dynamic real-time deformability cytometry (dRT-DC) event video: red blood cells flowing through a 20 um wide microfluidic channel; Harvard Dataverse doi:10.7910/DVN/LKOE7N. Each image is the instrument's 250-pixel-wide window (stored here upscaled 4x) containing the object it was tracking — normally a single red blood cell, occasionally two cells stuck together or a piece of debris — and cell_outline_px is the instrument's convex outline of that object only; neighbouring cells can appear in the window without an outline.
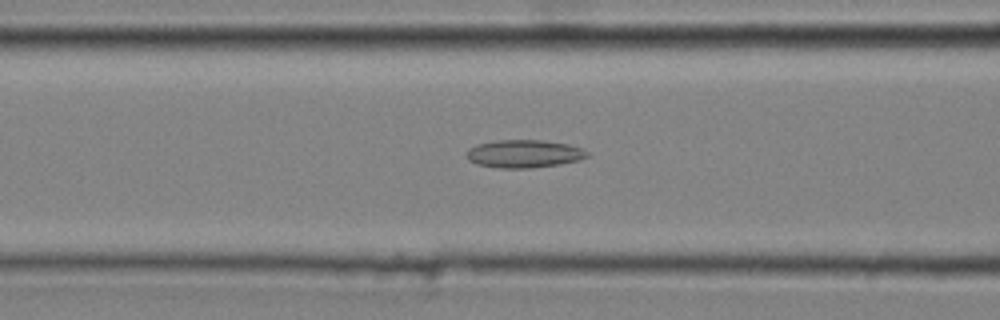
{"species": "common noctule bat (a hibernating species)", "species_latin": "Nyctalus noctula", "temperature_condition": "cold", "stored_images_in_passage": 47, "camera_frame_rate_fps": 3000, "um_per_image_px": 0.085, "animal": {"sex": "male", "body_mass_g": 20.4}, "frame": {"image": 1, "passage_image": 19, "time_ms": 6.0, "image_size_px": [1000, 320], "cell_outline_px": [[588, 156], [580, 160], [560, 164], [532, 168], [496, 168], [476, 164], [468, 160], [468, 148], [476, 144], [496, 140], [540, 140], [568, 144], [580, 148], [588, 152]], "centroid_in_image_um": [44.52, 13.07], "position_along_channel_um": 122.1, "area_um2": 19.65}}
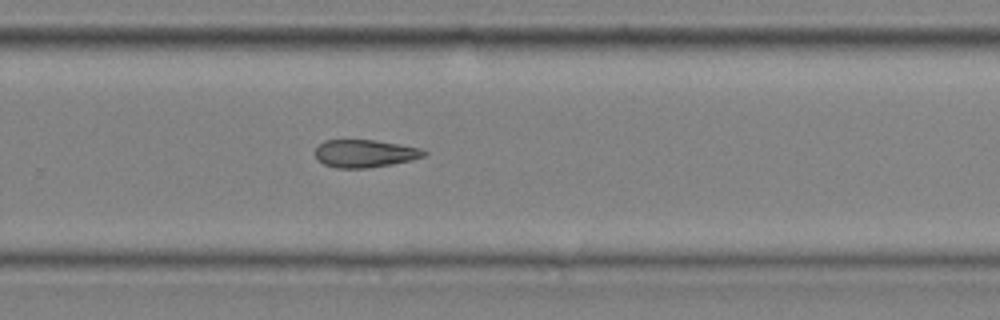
{"frame": {"image": 2, "passage_image": 32, "time_ms": 10.333, "image_size_px": [1000, 320], "cell_outline_px": [[428, 152], [424, 156], [412, 160], [392, 164], [368, 168], [336, 168], [324, 164], [316, 156], [316, 148], [324, 140], [372, 140], [420, 148]], "centroid_in_image_um": [31.01, 13.05], "position_along_channel_um": 298.8, "area_um2": 17.34}}
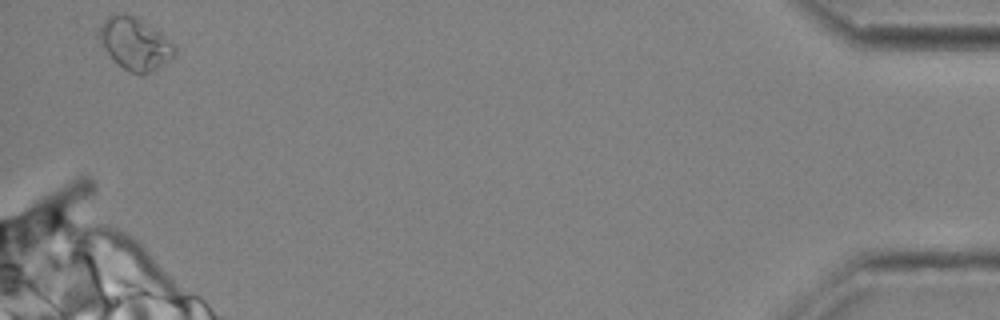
{"frame": {"image": 3, "passage_image": 46, "time_ms": 15.0, "image_size_px": [1000, 320], "cell_outline_px": [[176, 56], [172, 60], [140, 76], [128, 72], [100, 44], [100, 28], [104, 20], [108, 16], [136, 16], [172, 40], [176, 44]], "centroid_in_image_um": [11.56, 3.75], "position_along_channel_um": 423.6, "area_um2": 22.6}, "authors_computed_cell_mechanics": {"area_um2": 19.4786, "velocity_mm_per_s": 4.088, "shape_relaxation_time_tau1_ms": null, "shape_relaxation_time_tau2_ms": 8.3158, "deformation_change_tau1": null, "deformation_change_tau2": 0.1814}}